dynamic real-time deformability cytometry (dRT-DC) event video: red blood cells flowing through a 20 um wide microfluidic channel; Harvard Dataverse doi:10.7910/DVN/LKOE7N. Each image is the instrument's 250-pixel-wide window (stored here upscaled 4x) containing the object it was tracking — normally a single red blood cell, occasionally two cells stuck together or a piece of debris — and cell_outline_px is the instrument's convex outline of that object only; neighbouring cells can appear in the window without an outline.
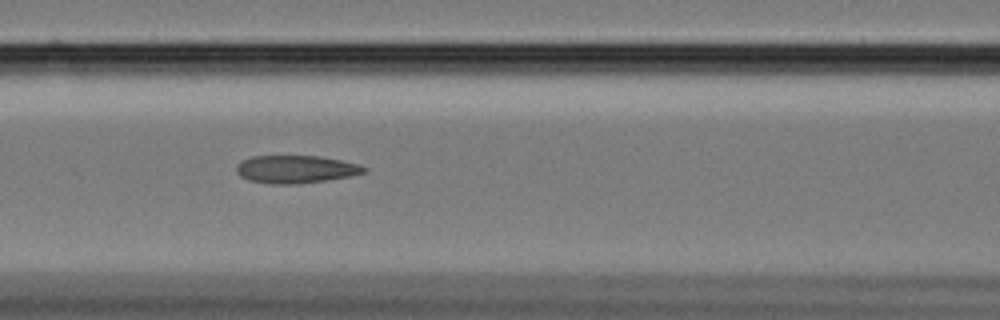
{"species": "Egyptian fruit bat (a non-hibernating species)", "species_latin": "Rousettus aegyptiacus", "temperature_condition": "cold", "stored_images_in_passage": 42, "camera_frame_rate_fps": 3000, "um_per_image_px": 0.085, "animal": {"sex": "female"}, "frame": {"image": 1, "passage_image": 9, "time_ms": 2.667, "image_size_px": [1000, 320], "cell_outline_px": [[368, 172], [352, 176], [296, 184], [268, 184], [248, 180], [240, 176], [236, 172], [236, 164], [252, 156], [320, 156], [340, 160], [356, 164], [368, 168]], "centroid_in_image_um": [25.13, 14.39], "position_along_channel_um": 141.5, "area_um2": 20.69}}
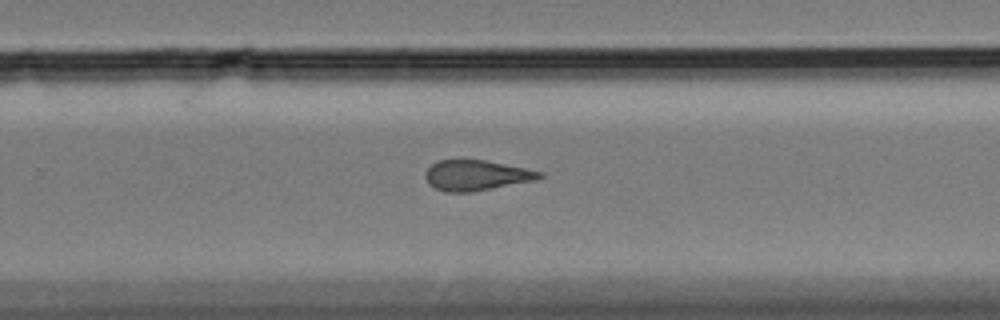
{"frame": {"image": 2, "passage_image": 22, "time_ms": 7.0, "image_size_px": [1000, 320], "cell_outline_px": [[544, 176], [536, 180], [472, 192], [444, 192], [428, 184], [424, 176], [424, 172], [436, 160], [484, 160], [544, 172]], "centroid_in_image_um": [40.46, 14.91], "position_along_channel_um": 289.3, "area_um2": 20.23}}
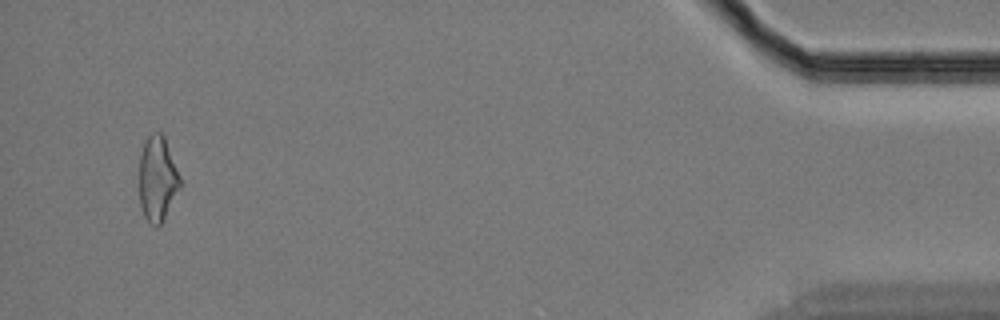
{"frame": {"image": 3, "passage_image": 40, "time_ms": 13.0, "image_size_px": [1000, 320], "cell_outline_px": [[184, 184], [164, 220], [156, 228], [144, 216], [140, 204], [140, 156], [144, 140], [152, 132], [160, 132], [164, 136]], "centroid_in_image_um": [13.43, 15.21], "position_along_channel_um": 421.8, "area_um2": 20.69}, "authors_computed_cell_mechanics": {"area_um2": 20.5479, "velocity_mm_per_s": 3.4196, "shape_relaxation_time_tau1_ms": null, "shape_relaxation_time_tau2_ms": 4.1436, "deformation_change_tau1": null, "deformation_change_tau2": 0.1294}}